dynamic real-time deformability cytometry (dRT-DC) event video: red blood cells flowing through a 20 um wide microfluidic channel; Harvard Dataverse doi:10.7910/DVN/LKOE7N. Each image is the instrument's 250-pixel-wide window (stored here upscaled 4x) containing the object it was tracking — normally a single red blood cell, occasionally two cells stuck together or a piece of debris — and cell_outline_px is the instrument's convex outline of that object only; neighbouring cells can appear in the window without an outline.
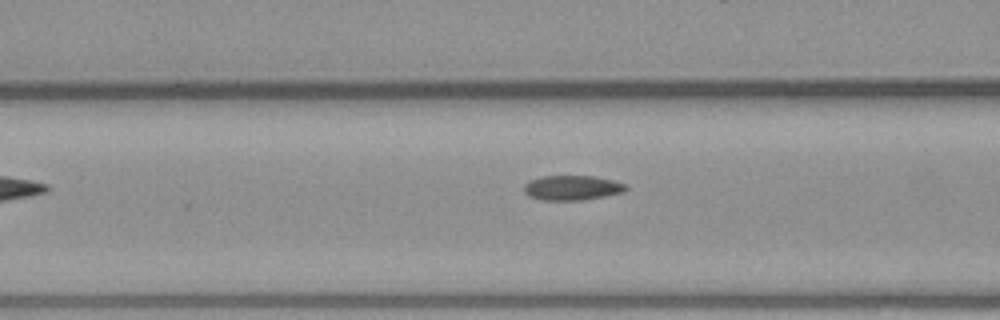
{"species": "common noctule bat (a hibernating species)", "species_latin": "Nyctalus noctula", "temperature_condition": "warm", "stored_images_in_passage": 4, "camera_frame_rate_fps": 3000, "um_per_image_px": 0.085, "animal": {"sex": "male", "body_mass_g": 23.1, "forearm_length_mm": 52.7}, "frame": {"image": 1, "passage_image": 3, "time_ms": 2.333, "image_size_px": [1000, 320], "cell_outline_px": [[628, 188], [624, 192], [584, 200], [544, 200], [528, 196], [524, 192], [524, 184], [532, 180], [544, 176], [596, 176], [628, 184]], "centroid_in_image_um": [48.67, 15.96], "position_along_channel_um": 117.9, "area_um2": 14.74}}